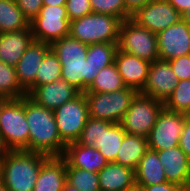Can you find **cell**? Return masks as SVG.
Returning <instances> with one entry per match:
<instances>
[{"label":"cell","mask_w":190,"mask_h":191,"mask_svg":"<svg viewBox=\"0 0 190 191\" xmlns=\"http://www.w3.org/2000/svg\"><path fill=\"white\" fill-rule=\"evenodd\" d=\"M25 115L29 126V151L49 157H63L66 144L58 133L54 112L26 95Z\"/></svg>","instance_id":"6da1fadb"},{"label":"cell","mask_w":190,"mask_h":191,"mask_svg":"<svg viewBox=\"0 0 190 191\" xmlns=\"http://www.w3.org/2000/svg\"><path fill=\"white\" fill-rule=\"evenodd\" d=\"M49 156L26 150L4 156L2 185L7 191H33L40 168Z\"/></svg>","instance_id":"7a4b0ae2"},{"label":"cell","mask_w":190,"mask_h":191,"mask_svg":"<svg viewBox=\"0 0 190 191\" xmlns=\"http://www.w3.org/2000/svg\"><path fill=\"white\" fill-rule=\"evenodd\" d=\"M121 22L119 18L92 12L70 21L69 35L87 45L118 43Z\"/></svg>","instance_id":"3957f363"},{"label":"cell","mask_w":190,"mask_h":191,"mask_svg":"<svg viewBox=\"0 0 190 191\" xmlns=\"http://www.w3.org/2000/svg\"><path fill=\"white\" fill-rule=\"evenodd\" d=\"M125 134L121 123L89 117L77 142L96 148L108 162H114Z\"/></svg>","instance_id":"277c9868"},{"label":"cell","mask_w":190,"mask_h":191,"mask_svg":"<svg viewBox=\"0 0 190 191\" xmlns=\"http://www.w3.org/2000/svg\"><path fill=\"white\" fill-rule=\"evenodd\" d=\"M0 134L9 151H29V126L25 115V96L9 99L0 114Z\"/></svg>","instance_id":"5b68a950"},{"label":"cell","mask_w":190,"mask_h":191,"mask_svg":"<svg viewBox=\"0 0 190 191\" xmlns=\"http://www.w3.org/2000/svg\"><path fill=\"white\" fill-rule=\"evenodd\" d=\"M138 93L136 89L130 87L111 93L86 91L84 94L88 104L89 117L111 123H121Z\"/></svg>","instance_id":"8992f818"},{"label":"cell","mask_w":190,"mask_h":191,"mask_svg":"<svg viewBox=\"0 0 190 191\" xmlns=\"http://www.w3.org/2000/svg\"><path fill=\"white\" fill-rule=\"evenodd\" d=\"M118 49L150 63L159 59L157 35L131 18L121 22Z\"/></svg>","instance_id":"52a82bcc"},{"label":"cell","mask_w":190,"mask_h":191,"mask_svg":"<svg viewBox=\"0 0 190 191\" xmlns=\"http://www.w3.org/2000/svg\"><path fill=\"white\" fill-rule=\"evenodd\" d=\"M164 102L138 93L125 113L121 125L127 134L148 137Z\"/></svg>","instance_id":"ba28073f"},{"label":"cell","mask_w":190,"mask_h":191,"mask_svg":"<svg viewBox=\"0 0 190 191\" xmlns=\"http://www.w3.org/2000/svg\"><path fill=\"white\" fill-rule=\"evenodd\" d=\"M58 133L66 144L77 142L89 118L88 104L84 93L62 104L54 111Z\"/></svg>","instance_id":"9c48e42d"},{"label":"cell","mask_w":190,"mask_h":191,"mask_svg":"<svg viewBox=\"0 0 190 191\" xmlns=\"http://www.w3.org/2000/svg\"><path fill=\"white\" fill-rule=\"evenodd\" d=\"M33 38L36 41L52 44L69 35L70 20L65 5H43L38 16L30 22Z\"/></svg>","instance_id":"30bf717a"},{"label":"cell","mask_w":190,"mask_h":191,"mask_svg":"<svg viewBox=\"0 0 190 191\" xmlns=\"http://www.w3.org/2000/svg\"><path fill=\"white\" fill-rule=\"evenodd\" d=\"M185 118L184 113L172 112L163 108L147 137L148 148L162 151L179 146Z\"/></svg>","instance_id":"8fae6325"},{"label":"cell","mask_w":190,"mask_h":191,"mask_svg":"<svg viewBox=\"0 0 190 191\" xmlns=\"http://www.w3.org/2000/svg\"><path fill=\"white\" fill-rule=\"evenodd\" d=\"M131 19L157 34L178 23L182 16L168 0H154L138 10Z\"/></svg>","instance_id":"7c38bea8"},{"label":"cell","mask_w":190,"mask_h":191,"mask_svg":"<svg viewBox=\"0 0 190 191\" xmlns=\"http://www.w3.org/2000/svg\"><path fill=\"white\" fill-rule=\"evenodd\" d=\"M156 35L160 60L170 61L190 54V26L183 20Z\"/></svg>","instance_id":"4fadbf2b"},{"label":"cell","mask_w":190,"mask_h":191,"mask_svg":"<svg viewBox=\"0 0 190 191\" xmlns=\"http://www.w3.org/2000/svg\"><path fill=\"white\" fill-rule=\"evenodd\" d=\"M177 83V76L169 62L158 59L150 64L146 83L139 93L165 102Z\"/></svg>","instance_id":"5bb4252c"},{"label":"cell","mask_w":190,"mask_h":191,"mask_svg":"<svg viewBox=\"0 0 190 191\" xmlns=\"http://www.w3.org/2000/svg\"><path fill=\"white\" fill-rule=\"evenodd\" d=\"M50 50L51 44L33 40L15 65L18 82L27 95L35 88L37 70Z\"/></svg>","instance_id":"9a60e30c"},{"label":"cell","mask_w":190,"mask_h":191,"mask_svg":"<svg viewBox=\"0 0 190 191\" xmlns=\"http://www.w3.org/2000/svg\"><path fill=\"white\" fill-rule=\"evenodd\" d=\"M114 64L126 87L140 92L146 83L150 62L137 56L117 50Z\"/></svg>","instance_id":"2e32d148"},{"label":"cell","mask_w":190,"mask_h":191,"mask_svg":"<svg viewBox=\"0 0 190 191\" xmlns=\"http://www.w3.org/2000/svg\"><path fill=\"white\" fill-rule=\"evenodd\" d=\"M158 158L164 167L167 182L186 188L190 187V158L180 146L157 151Z\"/></svg>","instance_id":"e0dca14e"},{"label":"cell","mask_w":190,"mask_h":191,"mask_svg":"<svg viewBox=\"0 0 190 191\" xmlns=\"http://www.w3.org/2000/svg\"><path fill=\"white\" fill-rule=\"evenodd\" d=\"M80 94L71 84L62 79L35 87L28 96L38 105L54 111L62 104L73 100Z\"/></svg>","instance_id":"ac0fdd59"},{"label":"cell","mask_w":190,"mask_h":191,"mask_svg":"<svg viewBox=\"0 0 190 191\" xmlns=\"http://www.w3.org/2000/svg\"><path fill=\"white\" fill-rule=\"evenodd\" d=\"M63 158L72 167L96 173L109 163L99 150L92 146L81 145L78 142L66 145Z\"/></svg>","instance_id":"d6986e66"},{"label":"cell","mask_w":190,"mask_h":191,"mask_svg":"<svg viewBox=\"0 0 190 191\" xmlns=\"http://www.w3.org/2000/svg\"><path fill=\"white\" fill-rule=\"evenodd\" d=\"M33 40L30 25L18 31L0 33V61L15 66Z\"/></svg>","instance_id":"ffe728a7"},{"label":"cell","mask_w":190,"mask_h":191,"mask_svg":"<svg viewBox=\"0 0 190 191\" xmlns=\"http://www.w3.org/2000/svg\"><path fill=\"white\" fill-rule=\"evenodd\" d=\"M61 67V79L67 81L80 93H85L86 88L92 83L94 77L100 72L93 67L89 60H59Z\"/></svg>","instance_id":"44dd1931"},{"label":"cell","mask_w":190,"mask_h":191,"mask_svg":"<svg viewBox=\"0 0 190 191\" xmlns=\"http://www.w3.org/2000/svg\"><path fill=\"white\" fill-rule=\"evenodd\" d=\"M98 176L101 191H127L136 186L135 170L115 162L104 166Z\"/></svg>","instance_id":"7402d4cb"},{"label":"cell","mask_w":190,"mask_h":191,"mask_svg":"<svg viewBox=\"0 0 190 191\" xmlns=\"http://www.w3.org/2000/svg\"><path fill=\"white\" fill-rule=\"evenodd\" d=\"M66 182V160L49 157L40 168L33 191H61Z\"/></svg>","instance_id":"603a6c76"},{"label":"cell","mask_w":190,"mask_h":191,"mask_svg":"<svg viewBox=\"0 0 190 191\" xmlns=\"http://www.w3.org/2000/svg\"><path fill=\"white\" fill-rule=\"evenodd\" d=\"M164 182H167V179L158 153L148 148L135 170L136 186H151Z\"/></svg>","instance_id":"cb8c5ba5"},{"label":"cell","mask_w":190,"mask_h":191,"mask_svg":"<svg viewBox=\"0 0 190 191\" xmlns=\"http://www.w3.org/2000/svg\"><path fill=\"white\" fill-rule=\"evenodd\" d=\"M147 149L148 142L146 137L126 133L114 162L136 170L139 161L144 156Z\"/></svg>","instance_id":"d4e9b609"},{"label":"cell","mask_w":190,"mask_h":191,"mask_svg":"<svg viewBox=\"0 0 190 191\" xmlns=\"http://www.w3.org/2000/svg\"><path fill=\"white\" fill-rule=\"evenodd\" d=\"M29 25L15 0H0V33L18 31Z\"/></svg>","instance_id":"484cf974"},{"label":"cell","mask_w":190,"mask_h":191,"mask_svg":"<svg viewBox=\"0 0 190 191\" xmlns=\"http://www.w3.org/2000/svg\"><path fill=\"white\" fill-rule=\"evenodd\" d=\"M125 87L121 75L118 73L116 65L113 63L100 70L98 75L94 77L92 83L86 88V91L111 93Z\"/></svg>","instance_id":"4316f807"},{"label":"cell","mask_w":190,"mask_h":191,"mask_svg":"<svg viewBox=\"0 0 190 191\" xmlns=\"http://www.w3.org/2000/svg\"><path fill=\"white\" fill-rule=\"evenodd\" d=\"M88 46L68 35L53 42L51 49L59 60H74L86 59Z\"/></svg>","instance_id":"83f0119b"},{"label":"cell","mask_w":190,"mask_h":191,"mask_svg":"<svg viewBox=\"0 0 190 191\" xmlns=\"http://www.w3.org/2000/svg\"><path fill=\"white\" fill-rule=\"evenodd\" d=\"M66 182L79 191H101L99 176L96 172L77 169L66 161Z\"/></svg>","instance_id":"f1b7e54d"},{"label":"cell","mask_w":190,"mask_h":191,"mask_svg":"<svg viewBox=\"0 0 190 191\" xmlns=\"http://www.w3.org/2000/svg\"><path fill=\"white\" fill-rule=\"evenodd\" d=\"M0 95L8 99H18L27 95L18 82L15 66L2 61H0Z\"/></svg>","instance_id":"f546056e"},{"label":"cell","mask_w":190,"mask_h":191,"mask_svg":"<svg viewBox=\"0 0 190 191\" xmlns=\"http://www.w3.org/2000/svg\"><path fill=\"white\" fill-rule=\"evenodd\" d=\"M117 43H97L88 46L86 59L93 67L99 69L108 67L114 63Z\"/></svg>","instance_id":"4dcf8cb0"},{"label":"cell","mask_w":190,"mask_h":191,"mask_svg":"<svg viewBox=\"0 0 190 191\" xmlns=\"http://www.w3.org/2000/svg\"><path fill=\"white\" fill-rule=\"evenodd\" d=\"M61 63L51 49L40 63L37 70L35 87L55 82L61 79Z\"/></svg>","instance_id":"1f68e13d"},{"label":"cell","mask_w":190,"mask_h":191,"mask_svg":"<svg viewBox=\"0 0 190 191\" xmlns=\"http://www.w3.org/2000/svg\"><path fill=\"white\" fill-rule=\"evenodd\" d=\"M164 108L177 113L190 112V80L178 81L176 88L164 102Z\"/></svg>","instance_id":"d6a6232c"},{"label":"cell","mask_w":190,"mask_h":191,"mask_svg":"<svg viewBox=\"0 0 190 191\" xmlns=\"http://www.w3.org/2000/svg\"><path fill=\"white\" fill-rule=\"evenodd\" d=\"M93 13H101L125 20L124 0H90Z\"/></svg>","instance_id":"836d02e7"},{"label":"cell","mask_w":190,"mask_h":191,"mask_svg":"<svg viewBox=\"0 0 190 191\" xmlns=\"http://www.w3.org/2000/svg\"><path fill=\"white\" fill-rule=\"evenodd\" d=\"M65 8L70 21L93 12L90 0H67Z\"/></svg>","instance_id":"e575fe53"},{"label":"cell","mask_w":190,"mask_h":191,"mask_svg":"<svg viewBox=\"0 0 190 191\" xmlns=\"http://www.w3.org/2000/svg\"><path fill=\"white\" fill-rule=\"evenodd\" d=\"M178 81L190 80V54L168 61Z\"/></svg>","instance_id":"d590c367"},{"label":"cell","mask_w":190,"mask_h":191,"mask_svg":"<svg viewBox=\"0 0 190 191\" xmlns=\"http://www.w3.org/2000/svg\"><path fill=\"white\" fill-rule=\"evenodd\" d=\"M25 18L32 22L43 7V0H15Z\"/></svg>","instance_id":"8d00e7d4"},{"label":"cell","mask_w":190,"mask_h":191,"mask_svg":"<svg viewBox=\"0 0 190 191\" xmlns=\"http://www.w3.org/2000/svg\"><path fill=\"white\" fill-rule=\"evenodd\" d=\"M179 146L190 158V116L186 114L185 123L179 140Z\"/></svg>","instance_id":"74e56055"},{"label":"cell","mask_w":190,"mask_h":191,"mask_svg":"<svg viewBox=\"0 0 190 191\" xmlns=\"http://www.w3.org/2000/svg\"><path fill=\"white\" fill-rule=\"evenodd\" d=\"M137 187H139L141 191H188L186 188L170 182H164L161 184H155L151 186Z\"/></svg>","instance_id":"f35d334b"},{"label":"cell","mask_w":190,"mask_h":191,"mask_svg":"<svg viewBox=\"0 0 190 191\" xmlns=\"http://www.w3.org/2000/svg\"><path fill=\"white\" fill-rule=\"evenodd\" d=\"M152 1L154 0H124L125 19L131 18L138 10Z\"/></svg>","instance_id":"ab89813d"},{"label":"cell","mask_w":190,"mask_h":191,"mask_svg":"<svg viewBox=\"0 0 190 191\" xmlns=\"http://www.w3.org/2000/svg\"><path fill=\"white\" fill-rule=\"evenodd\" d=\"M168 1L181 15L186 10H190V0H168Z\"/></svg>","instance_id":"60d3db41"},{"label":"cell","mask_w":190,"mask_h":191,"mask_svg":"<svg viewBox=\"0 0 190 191\" xmlns=\"http://www.w3.org/2000/svg\"><path fill=\"white\" fill-rule=\"evenodd\" d=\"M67 0H43V5L62 6L66 4Z\"/></svg>","instance_id":"b9f144b4"},{"label":"cell","mask_w":190,"mask_h":191,"mask_svg":"<svg viewBox=\"0 0 190 191\" xmlns=\"http://www.w3.org/2000/svg\"><path fill=\"white\" fill-rule=\"evenodd\" d=\"M8 152H9V149L7 148V146L3 140V137L0 134V156H5L6 153H8Z\"/></svg>","instance_id":"7bdbcfd3"},{"label":"cell","mask_w":190,"mask_h":191,"mask_svg":"<svg viewBox=\"0 0 190 191\" xmlns=\"http://www.w3.org/2000/svg\"><path fill=\"white\" fill-rule=\"evenodd\" d=\"M181 16L182 20L190 26V10H186Z\"/></svg>","instance_id":"ee69618b"},{"label":"cell","mask_w":190,"mask_h":191,"mask_svg":"<svg viewBox=\"0 0 190 191\" xmlns=\"http://www.w3.org/2000/svg\"><path fill=\"white\" fill-rule=\"evenodd\" d=\"M61 191H79L76 187L68 184L67 182H65L64 186L62 187Z\"/></svg>","instance_id":"f6af8a7d"},{"label":"cell","mask_w":190,"mask_h":191,"mask_svg":"<svg viewBox=\"0 0 190 191\" xmlns=\"http://www.w3.org/2000/svg\"><path fill=\"white\" fill-rule=\"evenodd\" d=\"M9 99L7 97L0 95V114L3 108V105L8 101Z\"/></svg>","instance_id":"bcb514c9"},{"label":"cell","mask_w":190,"mask_h":191,"mask_svg":"<svg viewBox=\"0 0 190 191\" xmlns=\"http://www.w3.org/2000/svg\"><path fill=\"white\" fill-rule=\"evenodd\" d=\"M3 161L4 156H0V183L2 182Z\"/></svg>","instance_id":"7dc6e473"},{"label":"cell","mask_w":190,"mask_h":191,"mask_svg":"<svg viewBox=\"0 0 190 191\" xmlns=\"http://www.w3.org/2000/svg\"><path fill=\"white\" fill-rule=\"evenodd\" d=\"M127 191H141L139 187L135 186L134 188L127 190Z\"/></svg>","instance_id":"c3c4849f"},{"label":"cell","mask_w":190,"mask_h":191,"mask_svg":"<svg viewBox=\"0 0 190 191\" xmlns=\"http://www.w3.org/2000/svg\"><path fill=\"white\" fill-rule=\"evenodd\" d=\"M0 191H7V190L5 189V187L2 185V183H0Z\"/></svg>","instance_id":"681fc988"}]
</instances>
